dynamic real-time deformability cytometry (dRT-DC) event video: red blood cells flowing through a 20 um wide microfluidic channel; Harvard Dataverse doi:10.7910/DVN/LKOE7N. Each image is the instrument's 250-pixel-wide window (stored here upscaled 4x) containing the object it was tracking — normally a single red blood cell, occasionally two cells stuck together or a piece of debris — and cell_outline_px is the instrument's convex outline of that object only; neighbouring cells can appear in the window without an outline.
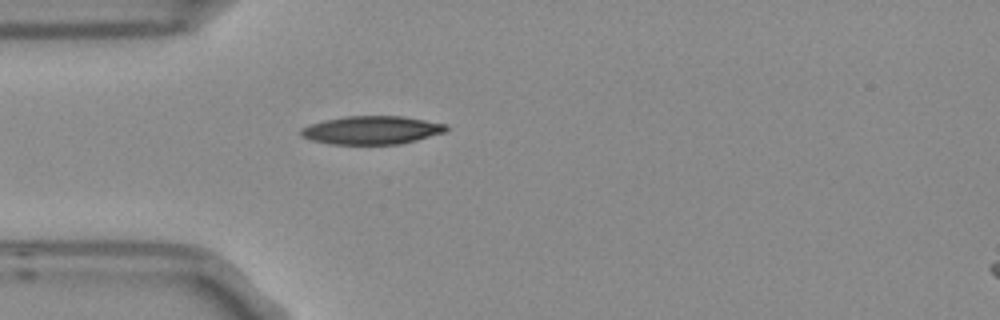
{"species": "Egyptian fruit bat (a non-hibernating species)", "species_latin": "Rousettus aegyptiacus", "temperature_condition": "room temperature", "stored_images_in_passage": 1, "camera_frame_rate_fps": 3000, "um_per_image_px": 0.085, "frame": {"image": 1, "passage_image": 1, "time_ms": 0.0, "image_size_px": [1000, 320], "cell_outline_px": [[448, 128], [444, 132], [416, 140], [400, 144], [332, 144], [312, 140], [300, 136], [300, 128], [324, 120], [348, 116], [400, 116], [448, 124]], "centroid_in_image_um": [31.58, 11.06], "position_along_channel_um": 53.4, "area_um2": 23.76}}